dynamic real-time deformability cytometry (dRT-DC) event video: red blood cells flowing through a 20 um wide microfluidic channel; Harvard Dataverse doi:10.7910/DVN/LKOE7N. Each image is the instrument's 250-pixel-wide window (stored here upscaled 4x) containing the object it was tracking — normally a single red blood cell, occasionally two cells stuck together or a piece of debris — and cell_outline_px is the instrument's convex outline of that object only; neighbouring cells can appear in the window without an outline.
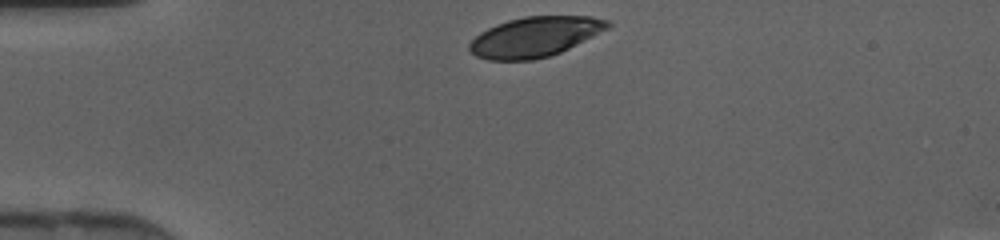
{"species": "human", "species_latin": "Homo sapiens", "temperature_condition": "cold", "stored_images_in_passage": 28, "camera_frame_rate_fps": 3000, "um_per_image_px": 0.085, "donor": {"sex": "female"}, "frame": {"image": 1, "passage_image": 1, "time_ms": 0.0, "image_size_px": [1000, 240], "cell_outline_px": [[612, 24], [608, 28], [560, 52], [548, 56], [532, 60], [488, 60], [476, 56], [468, 48], [468, 44], [480, 32], [496, 24], [508, 20], [524, 16], [592, 16], [608, 20]], "centroid_in_image_um": [45.44, 3.12], "position_along_channel_um": 39.6, "area_um2": 32.02}}
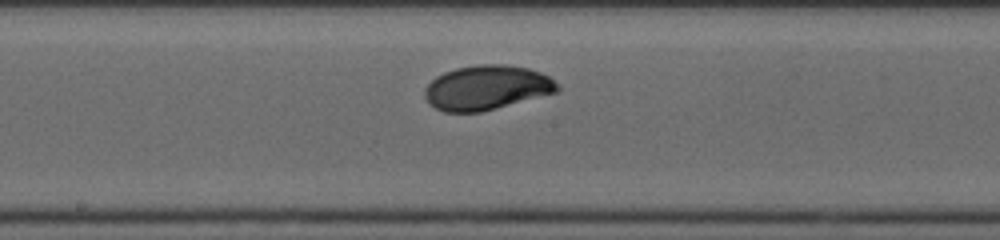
{"frame": {"image": 2, "passage_image": 15, "time_ms": 4.667, "image_size_px": [1000, 240], "cell_outline_px": [[560, 92], [480, 112], [444, 112], [428, 104], [424, 96], [424, 88], [436, 76], [444, 72], [456, 68], [476, 64], [504, 64], [528, 68], [540, 72], [548, 76], [560, 88]], "centroid_in_image_um": [41.35, 7.45], "position_along_channel_um": 206.8, "area_um2": 34.62}}
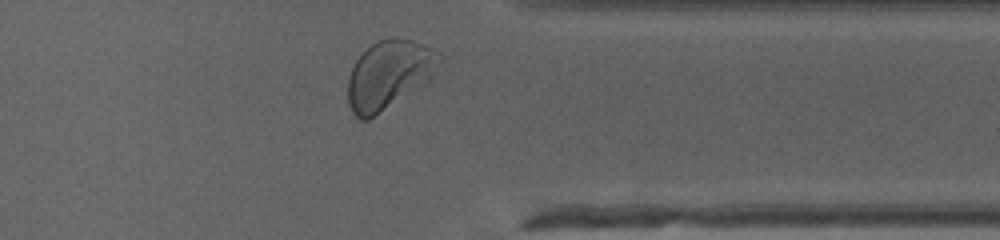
{"frame": {"image": 3, "passage_image": 27, "time_ms": 8.667, "image_size_px": [1000, 240], "cell_outline_px": [[444, 60], [428, 84], [368, 120], [360, 120], [352, 112], [348, 104], [348, 76], [356, 60], [372, 44], [380, 40], [392, 36], [396, 36], [412, 40], [440, 52], [444, 56]], "centroid_in_image_um": [33.13, 6.35], "position_along_channel_um": 378.3, "area_um2": 37.34}}